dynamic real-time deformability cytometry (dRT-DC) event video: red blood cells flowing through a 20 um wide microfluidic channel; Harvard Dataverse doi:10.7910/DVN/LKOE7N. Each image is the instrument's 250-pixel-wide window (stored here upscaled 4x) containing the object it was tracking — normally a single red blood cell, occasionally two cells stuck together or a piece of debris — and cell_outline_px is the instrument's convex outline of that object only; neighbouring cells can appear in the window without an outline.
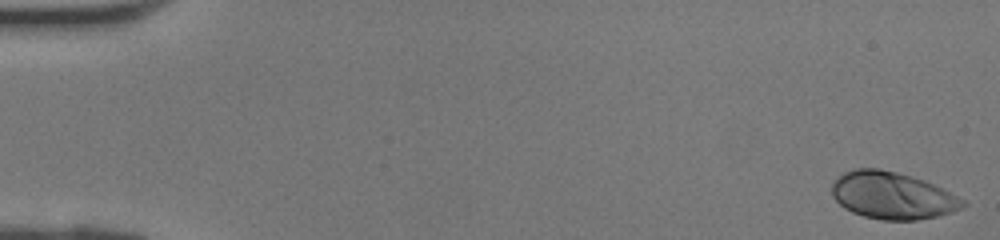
{"species": "human", "species_latin": "Homo sapiens", "temperature_condition": "room temperature", "stored_images_in_passage": 41, "camera_frame_rate_fps": 3000, "um_per_image_px": 0.085, "donor": {"sex": "female"}, "frame": {"image": 1, "passage_image": 1, "time_ms": 0.0, "image_size_px": [1000, 240], "cell_outline_px": [[968, 204], [952, 212], [936, 216], [916, 220], [880, 220], [864, 216], [852, 212], [844, 208], [832, 196], [832, 180], [844, 172], [856, 168], [880, 168], [896, 172], [924, 180], [964, 200]], "centroid_in_image_um": [75.8, 16.62], "position_along_channel_um": 9.2, "area_um2": 35.78}}
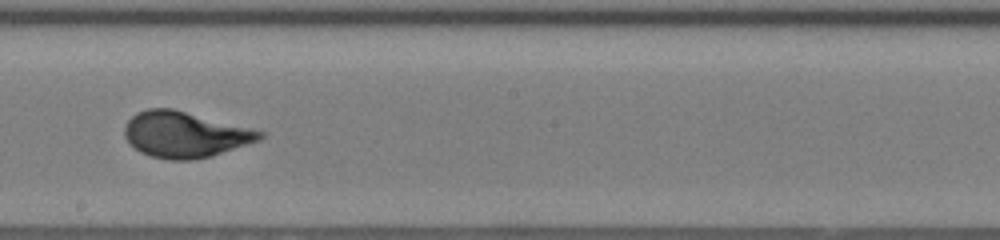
{"frame": {"image": 2, "passage_image": 24, "time_ms": 7.667, "image_size_px": [1000, 240], "cell_outline_px": [[264, 136], [260, 140], [212, 156], [192, 160], [168, 160], [152, 156], [140, 152], [124, 136], [124, 128], [128, 120], [136, 112], [148, 108], [172, 108], [252, 128], [264, 132]], "centroid_in_image_um": [15.72, 11.43], "position_along_channel_um": 232.5, "area_um2": 36.13}}
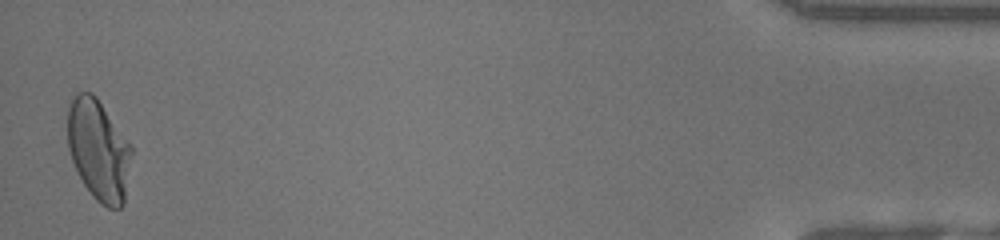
{"frame": {"image": 3, "passage_image": 41, "time_ms": 13.333, "image_size_px": [1000, 240], "cell_outline_px": [[132, 152], [124, 204], [120, 208], [108, 208], [100, 204], [92, 196], [76, 172], [68, 148], [68, 108], [76, 92], [92, 92], [96, 96], [132, 144]], "centroid_in_image_um": [8.39, 12.76], "position_along_channel_um": 426.8, "area_um2": 37.92}}